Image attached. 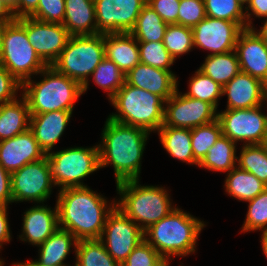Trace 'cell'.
<instances>
[{
  "instance_id": "cell-1",
  "label": "cell",
  "mask_w": 267,
  "mask_h": 266,
  "mask_svg": "<svg viewBox=\"0 0 267 266\" xmlns=\"http://www.w3.org/2000/svg\"><path fill=\"white\" fill-rule=\"evenodd\" d=\"M106 200L87 186L61 189L57 200L59 228L73 234L78 241L100 239L108 215L116 207L106 208Z\"/></svg>"
},
{
  "instance_id": "cell-2",
  "label": "cell",
  "mask_w": 267,
  "mask_h": 266,
  "mask_svg": "<svg viewBox=\"0 0 267 266\" xmlns=\"http://www.w3.org/2000/svg\"><path fill=\"white\" fill-rule=\"evenodd\" d=\"M99 146L100 168L113 164L116 184L138 179L148 131L107 119Z\"/></svg>"
},
{
  "instance_id": "cell-3",
  "label": "cell",
  "mask_w": 267,
  "mask_h": 266,
  "mask_svg": "<svg viewBox=\"0 0 267 266\" xmlns=\"http://www.w3.org/2000/svg\"><path fill=\"white\" fill-rule=\"evenodd\" d=\"M204 225L190 214L175 208L166 217L146 229L144 239L164 259L169 255L184 256L195 251L196 239ZM146 235L152 239L146 238Z\"/></svg>"
},
{
  "instance_id": "cell-4",
  "label": "cell",
  "mask_w": 267,
  "mask_h": 266,
  "mask_svg": "<svg viewBox=\"0 0 267 266\" xmlns=\"http://www.w3.org/2000/svg\"><path fill=\"white\" fill-rule=\"evenodd\" d=\"M41 73L46 75L41 82L33 86L28 79L22 84L25 89L22 96L28 102L30 114L73 111L75 100L83 93V86L52 66H46Z\"/></svg>"
},
{
  "instance_id": "cell-5",
  "label": "cell",
  "mask_w": 267,
  "mask_h": 266,
  "mask_svg": "<svg viewBox=\"0 0 267 266\" xmlns=\"http://www.w3.org/2000/svg\"><path fill=\"white\" fill-rule=\"evenodd\" d=\"M119 114L109 119L142 128L148 132L159 130L164 121L165 101L158 95L126 82L110 99Z\"/></svg>"
},
{
  "instance_id": "cell-6",
  "label": "cell",
  "mask_w": 267,
  "mask_h": 266,
  "mask_svg": "<svg viewBox=\"0 0 267 266\" xmlns=\"http://www.w3.org/2000/svg\"><path fill=\"white\" fill-rule=\"evenodd\" d=\"M117 191L123 198L116 204V208L133 222L145 223L139 225L143 231L175 209L171 208L169 196L164 189L154 186L140 187L138 179L117 183Z\"/></svg>"
},
{
  "instance_id": "cell-7",
  "label": "cell",
  "mask_w": 267,
  "mask_h": 266,
  "mask_svg": "<svg viewBox=\"0 0 267 266\" xmlns=\"http://www.w3.org/2000/svg\"><path fill=\"white\" fill-rule=\"evenodd\" d=\"M106 57L104 34L71 36L58 59L51 65L59 73L88 86L87 76Z\"/></svg>"
},
{
  "instance_id": "cell-8",
  "label": "cell",
  "mask_w": 267,
  "mask_h": 266,
  "mask_svg": "<svg viewBox=\"0 0 267 266\" xmlns=\"http://www.w3.org/2000/svg\"><path fill=\"white\" fill-rule=\"evenodd\" d=\"M0 64L21 84L30 79L32 73H41L47 66L28 40L26 17L7 24L3 35Z\"/></svg>"
},
{
  "instance_id": "cell-9",
  "label": "cell",
  "mask_w": 267,
  "mask_h": 266,
  "mask_svg": "<svg viewBox=\"0 0 267 266\" xmlns=\"http://www.w3.org/2000/svg\"><path fill=\"white\" fill-rule=\"evenodd\" d=\"M46 156L53 184L61 185V189L85 187L80 180L100 169L99 146L69 148Z\"/></svg>"
},
{
  "instance_id": "cell-10",
  "label": "cell",
  "mask_w": 267,
  "mask_h": 266,
  "mask_svg": "<svg viewBox=\"0 0 267 266\" xmlns=\"http://www.w3.org/2000/svg\"><path fill=\"white\" fill-rule=\"evenodd\" d=\"M260 108L261 105L218 113L222 135L233 142L245 140L248 145L263 144L267 134V116L260 112Z\"/></svg>"
},
{
  "instance_id": "cell-11",
  "label": "cell",
  "mask_w": 267,
  "mask_h": 266,
  "mask_svg": "<svg viewBox=\"0 0 267 266\" xmlns=\"http://www.w3.org/2000/svg\"><path fill=\"white\" fill-rule=\"evenodd\" d=\"M106 234V251L120 265L128 255L144 240V231L138 223L125 216L118 208L108 215L102 237ZM108 247H107V246Z\"/></svg>"
},
{
  "instance_id": "cell-12",
  "label": "cell",
  "mask_w": 267,
  "mask_h": 266,
  "mask_svg": "<svg viewBox=\"0 0 267 266\" xmlns=\"http://www.w3.org/2000/svg\"><path fill=\"white\" fill-rule=\"evenodd\" d=\"M50 166L47 156L28 163L11 174V195L14 201L43 202L51 192Z\"/></svg>"
},
{
  "instance_id": "cell-13",
  "label": "cell",
  "mask_w": 267,
  "mask_h": 266,
  "mask_svg": "<svg viewBox=\"0 0 267 266\" xmlns=\"http://www.w3.org/2000/svg\"><path fill=\"white\" fill-rule=\"evenodd\" d=\"M165 103L168 107L164 108L162 126L192 129L217 120L218 114L212 104L180 95L177 90Z\"/></svg>"
},
{
  "instance_id": "cell-14",
  "label": "cell",
  "mask_w": 267,
  "mask_h": 266,
  "mask_svg": "<svg viewBox=\"0 0 267 266\" xmlns=\"http://www.w3.org/2000/svg\"><path fill=\"white\" fill-rule=\"evenodd\" d=\"M147 0H94L97 34L130 32Z\"/></svg>"
},
{
  "instance_id": "cell-15",
  "label": "cell",
  "mask_w": 267,
  "mask_h": 266,
  "mask_svg": "<svg viewBox=\"0 0 267 266\" xmlns=\"http://www.w3.org/2000/svg\"><path fill=\"white\" fill-rule=\"evenodd\" d=\"M246 29V23L216 19L206 16L192 28L194 45L224 54L235 50L239 34Z\"/></svg>"
},
{
  "instance_id": "cell-16",
  "label": "cell",
  "mask_w": 267,
  "mask_h": 266,
  "mask_svg": "<svg viewBox=\"0 0 267 266\" xmlns=\"http://www.w3.org/2000/svg\"><path fill=\"white\" fill-rule=\"evenodd\" d=\"M26 34L40 59L51 66L60 56L71 35L63 24L26 17Z\"/></svg>"
},
{
  "instance_id": "cell-17",
  "label": "cell",
  "mask_w": 267,
  "mask_h": 266,
  "mask_svg": "<svg viewBox=\"0 0 267 266\" xmlns=\"http://www.w3.org/2000/svg\"><path fill=\"white\" fill-rule=\"evenodd\" d=\"M240 71L267 85V41L252 28L244 29L235 45Z\"/></svg>"
},
{
  "instance_id": "cell-18",
  "label": "cell",
  "mask_w": 267,
  "mask_h": 266,
  "mask_svg": "<svg viewBox=\"0 0 267 266\" xmlns=\"http://www.w3.org/2000/svg\"><path fill=\"white\" fill-rule=\"evenodd\" d=\"M46 155L29 128L10 139L0 141V164L10 174Z\"/></svg>"
},
{
  "instance_id": "cell-19",
  "label": "cell",
  "mask_w": 267,
  "mask_h": 266,
  "mask_svg": "<svg viewBox=\"0 0 267 266\" xmlns=\"http://www.w3.org/2000/svg\"><path fill=\"white\" fill-rule=\"evenodd\" d=\"M222 94H228L226 110L254 108L267 99V85L240 71L223 86Z\"/></svg>"
},
{
  "instance_id": "cell-20",
  "label": "cell",
  "mask_w": 267,
  "mask_h": 266,
  "mask_svg": "<svg viewBox=\"0 0 267 266\" xmlns=\"http://www.w3.org/2000/svg\"><path fill=\"white\" fill-rule=\"evenodd\" d=\"M171 71L158 69L143 63L137 64L125 77L129 85L160 96L167 101L177 90V81Z\"/></svg>"
},
{
  "instance_id": "cell-21",
  "label": "cell",
  "mask_w": 267,
  "mask_h": 266,
  "mask_svg": "<svg viewBox=\"0 0 267 266\" xmlns=\"http://www.w3.org/2000/svg\"><path fill=\"white\" fill-rule=\"evenodd\" d=\"M72 111H52L30 114L29 129L36 141L47 154L62 135Z\"/></svg>"
},
{
  "instance_id": "cell-22",
  "label": "cell",
  "mask_w": 267,
  "mask_h": 266,
  "mask_svg": "<svg viewBox=\"0 0 267 266\" xmlns=\"http://www.w3.org/2000/svg\"><path fill=\"white\" fill-rule=\"evenodd\" d=\"M104 44L106 57L125 75L140 63L138 41L129 32L104 34Z\"/></svg>"
},
{
  "instance_id": "cell-23",
  "label": "cell",
  "mask_w": 267,
  "mask_h": 266,
  "mask_svg": "<svg viewBox=\"0 0 267 266\" xmlns=\"http://www.w3.org/2000/svg\"><path fill=\"white\" fill-rule=\"evenodd\" d=\"M23 238L33 243V245H41L46 241L59 227L57 205L54 211L45 206H36L24 215Z\"/></svg>"
},
{
  "instance_id": "cell-24",
  "label": "cell",
  "mask_w": 267,
  "mask_h": 266,
  "mask_svg": "<svg viewBox=\"0 0 267 266\" xmlns=\"http://www.w3.org/2000/svg\"><path fill=\"white\" fill-rule=\"evenodd\" d=\"M94 0H65L63 25L71 36L96 35Z\"/></svg>"
},
{
  "instance_id": "cell-25",
  "label": "cell",
  "mask_w": 267,
  "mask_h": 266,
  "mask_svg": "<svg viewBox=\"0 0 267 266\" xmlns=\"http://www.w3.org/2000/svg\"><path fill=\"white\" fill-rule=\"evenodd\" d=\"M22 100L21 103L15 99L0 104V141L10 139L29 128V106L24 96Z\"/></svg>"
},
{
  "instance_id": "cell-26",
  "label": "cell",
  "mask_w": 267,
  "mask_h": 266,
  "mask_svg": "<svg viewBox=\"0 0 267 266\" xmlns=\"http://www.w3.org/2000/svg\"><path fill=\"white\" fill-rule=\"evenodd\" d=\"M74 239V240H73ZM77 245V238L69 231L58 228L40 247V259L36 261L44 266H61L72 245Z\"/></svg>"
},
{
  "instance_id": "cell-27",
  "label": "cell",
  "mask_w": 267,
  "mask_h": 266,
  "mask_svg": "<svg viewBox=\"0 0 267 266\" xmlns=\"http://www.w3.org/2000/svg\"><path fill=\"white\" fill-rule=\"evenodd\" d=\"M158 131L161 143L170 155L187 163L199 165L192 152L191 129L161 126Z\"/></svg>"
},
{
  "instance_id": "cell-28",
  "label": "cell",
  "mask_w": 267,
  "mask_h": 266,
  "mask_svg": "<svg viewBox=\"0 0 267 266\" xmlns=\"http://www.w3.org/2000/svg\"><path fill=\"white\" fill-rule=\"evenodd\" d=\"M199 70L223 87L240 72L237 54H209Z\"/></svg>"
},
{
  "instance_id": "cell-29",
  "label": "cell",
  "mask_w": 267,
  "mask_h": 266,
  "mask_svg": "<svg viewBox=\"0 0 267 266\" xmlns=\"http://www.w3.org/2000/svg\"><path fill=\"white\" fill-rule=\"evenodd\" d=\"M225 181L226 191L240 201H250L267 188L252 173L239 167L229 171Z\"/></svg>"
},
{
  "instance_id": "cell-30",
  "label": "cell",
  "mask_w": 267,
  "mask_h": 266,
  "mask_svg": "<svg viewBox=\"0 0 267 266\" xmlns=\"http://www.w3.org/2000/svg\"><path fill=\"white\" fill-rule=\"evenodd\" d=\"M167 23L146 3L129 32L138 42H162Z\"/></svg>"
},
{
  "instance_id": "cell-31",
  "label": "cell",
  "mask_w": 267,
  "mask_h": 266,
  "mask_svg": "<svg viewBox=\"0 0 267 266\" xmlns=\"http://www.w3.org/2000/svg\"><path fill=\"white\" fill-rule=\"evenodd\" d=\"M76 247L75 266H120L106 251L104 238L80 240Z\"/></svg>"
},
{
  "instance_id": "cell-32",
  "label": "cell",
  "mask_w": 267,
  "mask_h": 266,
  "mask_svg": "<svg viewBox=\"0 0 267 266\" xmlns=\"http://www.w3.org/2000/svg\"><path fill=\"white\" fill-rule=\"evenodd\" d=\"M235 142L226 136H221L208 150L198 166L215 171H231L235 164Z\"/></svg>"
},
{
  "instance_id": "cell-33",
  "label": "cell",
  "mask_w": 267,
  "mask_h": 266,
  "mask_svg": "<svg viewBox=\"0 0 267 266\" xmlns=\"http://www.w3.org/2000/svg\"><path fill=\"white\" fill-rule=\"evenodd\" d=\"M205 5L206 16L216 19L232 21L235 23H246V28L250 26L249 13L244 14L243 6L238 0H203ZM246 21H245V20Z\"/></svg>"
},
{
  "instance_id": "cell-34",
  "label": "cell",
  "mask_w": 267,
  "mask_h": 266,
  "mask_svg": "<svg viewBox=\"0 0 267 266\" xmlns=\"http://www.w3.org/2000/svg\"><path fill=\"white\" fill-rule=\"evenodd\" d=\"M222 136L219 120L191 129V147L194 158L200 163L208 150Z\"/></svg>"
},
{
  "instance_id": "cell-35",
  "label": "cell",
  "mask_w": 267,
  "mask_h": 266,
  "mask_svg": "<svg viewBox=\"0 0 267 266\" xmlns=\"http://www.w3.org/2000/svg\"><path fill=\"white\" fill-rule=\"evenodd\" d=\"M238 164L267 185V151L262 144L244 145Z\"/></svg>"
},
{
  "instance_id": "cell-36",
  "label": "cell",
  "mask_w": 267,
  "mask_h": 266,
  "mask_svg": "<svg viewBox=\"0 0 267 266\" xmlns=\"http://www.w3.org/2000/svg\"><path fill=\"white\" fill-rule=\"evenodd\" d=\"M163 43L175 60L178 55L188 52L194 46L192 28L178 24H168Z\"/></svg>"
},
{
  "instance_id": "cell-37",
  "label": "cell",
  "mask_w": 267,
  "mask_h": 266,
  "mask_svg": "<svg viewBox=\"0 0 267 266\" xmlns=\"http://www.w3.org/2000/svg\"><path fill=\"white\" fill-rule=\"evenodd\" d=\"M92 75L96 84L105 90H109L110 99L123 86L126 77L119 67L107 57L95 68Z\"/></svg>"
},
{
  "instance_id": "cell-38",
  "label": "cell",
  "mask_w": 267,
  "mask_h": 266,
  "mask_svg": "<svg viewBox=\"0 0 267 266\" xmlns=\"http://www.w3.org/2000/svg\"><path fill=\"white\" fill-rule=\"evenodd\" d=\"M195 73V76L190 80V91L185 95L208 102L217 109V100L223 95V87L200 70Z\"/></svg>"
},
{
  "instance_id": "cell-39",
  "label": "cell",
  "mask_w": 267,
  "mask_h": 266,
  "mask_svg": "<svg viewBox=\"0 0 267 266\" xmlns=\"http://www.w3.org/2000/svg\"><path fill=\"white\" fill-rule=\"evenodd\" d=\"M140 63L170 71L169 67L174 63V59L162 42H138Z\"/></svg>"
},
{
  "instance_id": "cell-40",
  "label": "cell",
  "mask_w": 267,
  "mask_h": 266,
  "mask_svg": "<svg viewBox=\"0 0 267 266\" xmlns=\"http://www.w3.org/2000/svg\"><path fill=\"white\" fill-rule=\"evenodd\" d=\"M249 202V208L243 231L263 230L267 232V188Z\"/></svg>"
},
{
  "instance_id": "cell-41",
  "label": "cell",
  "mask_w": 267,
  "mask_h": 266,
  "mask_svg": "<svg viewBox=\"0 0 267 266\" xmlns=\"http://www.w3.org/2000/svg\"><path fill=\"white\" fill-rule=\"evenodd\" d=\"M164 258L144 239L120 266H158Z\"/></svg>"
},
{
  "instance_id": "cell-42",
  "label": "cell",
  "mask_w": 267,
  "mask_h": 266,
  "mask_svg": "<svg viewBox=\"0 0 267 266\" xmlns=\"http://www.w3.org/2000/svg\"><path fill=\"white\" fill-rule=\"evenodd\" d=\"M65 0H39L37 9L29 16L49 23L63 24Z\"/></svg>"
},
{
  "instance_id": "cell-43",
  "label": "cell",
  "mask_w": 267,
  "mask_h": 266,
  "mask_svg": "<svg viewBox=\"0 0 267 266\" xmlns=\"http://www.w3.org/2000/svg\"><path fill=\"white\" fill-rule=\"evenodd\" d=\"M178 25L193 28L206 17L203 0H180Z\"/></svg>"
},
{
  "instance_id": "cell-44",
  "label": "cell",
  "mask_w": 267,
  "mask_h": 266,
  "mask_svg": "<svg viewBox=\"0 0 267 266\" xmlns=\"http://www.w3.org/2000/svg\"><path fill=\"white\" fill-rule=\"evenodd\" d=\"M147 4L167 24H178L180 0H147Z\"/></svg>"
},
{
  "instance_id": "cell-45",
  "label": "cell",
  "mask_w": 267,
  "mask_h": 266,
  "mask_svg": "<svg viewBox=\"0 0 267 266\" xmlns=\"http://www.w3.org/2000/svg\"><path fill=\"white\" fill-rule=\"evenodd\" d=\"M22 84L0 64V104L15 100V91Z\"/></svg>"
},
{
  "instance_id": "cell-46",
  "label": "cell",
  "mask_w": 267,
  "mask_h": 266,
  "mask_svg": "<svg viewBox=\"0 0 267 266\" xmlns=\"http://www.w3.org/2000/svg\"><path fill=\"white\" fill-rule=\"evenodd\" d=\"M13 202L11 195V174L0 164V205L6 206Z\"/></svg>"
},
{
  "instance_id": "cell-47",
  "label": "cell",
  "mask_w": 267,
  "mask_h": 266,
  "mask_svg": "<svg viewBox=\"0 0 267 266\" xmlns=\"http://www.w3.org/2000/svg\"><path fill=\"white\" fill-rule=\"evenodd\" d=\"M38 2L39 0H16L11 5L14 17H29L37 9Z\"/></svg>"
},
{
  "instance_id": "cell-48",
  "label": "cell",
  "mask_w": 267,
  "mask_h": 266,
  "mask_svg": "<svg viewBox=\"0 0 267 266\" xmlns=\"http://www.w3.org/2000/svg\"><path fill=\"white\" fill-rule=\"evenodd\" d=\"M6 206L0 205V248L1 243L10 241V229L7 220Z\"/></svg>"
},
{
  "instance_id": "cell-49",
  "label": "cell",
  "mask_w": 267,
  "mask_h": 266,
  "mask_svg": "<svg viewBox=\"0 0 267 266\" xmlns=\"http://www.w3.org/2000/svg\"><path fill=\"white\" fill-rule=\"evenodd\" d=\"M15 19L11 4L6 0H0V23H11Z\"/></svg>"
},
{
  "instance_id": "cell-50",
  "label": "cell",
  "mask_w": 267,
  "mask_h": 266,
  "mask_svg": "<svg viewBox=\"0 0 267 266\" xmlns=\"http://www.w3.org/2000/svg\"><path fill=\"white\" fill-rule=\"evenodd\" d=\"M249 9L258 17H267V0H250Z\"/></svg>"
},
{
  "instance_id": "cell-51",
  "label": "cell",
  "mask_w": 267,
  "mask_h": 266,
  "mask_svg": "<svg viewBox=\"0 0 267 266\" xmlns=\"http://www.w3.org/2000/svg\"><path fill=\"white\" fill-rule=\"evenodd\" d=\"M8 23H0V57L2 54L3 35Z\"/></svg>"
},
{
  "instance_id": "cell-52",
  "label": "cell",
  "mask_w": 267,
  "mask_h": 266,
  "mask_svg": "<svg viewBox=\"0 0 267 266\" xmlns=\"http://www.w3.org/2000/svg\"><path fill=\"white\" fill-rule=\"evenodd\" d=\"M262 247H263V252L267 257V232L262 234Z\"/></svg>"
},
{
  "instance_id": "cell-53",
  "label": "cell",
  "mask_w": 267,
  "mask_h": 266,
  "mask_svg": "<svg viewBox=\"0 0 267 266\" xmlns=\"http://www.w3.org/2000/svg\"><path fill=\"white\" fill-rule=\"evenodd\" d=\"M262 38H264L267 41V19L265 24L263 25L262 29L258 33Z\"/></svg>"
},
{
  "instance_id": "cell-54",
  "label": "cell",
  "mask_w": 267,
  "mask_h": 266,
  "mask_svg": "<svg viewBox=\"0 0 267 266\" xmlns=\"http://www.w3.org/2000/svg\"><path fill=\"white\" fill-rule=\"evenodd\" d=\"M14 266H44V265H39L36 261H32V262H27V263H18V264H16L15 263V265ZM61 266H66L65 264L64 265H61Z\"/></svg>"
},
{
  "instance_id": "cell-55",
  "label": "cell",
  "mask_w": 267,
  "mask_h": 266,
  "mask_svg": "<svg viewBox=\"0 0 267 266\" xmlns=\"http://www.w3.org/2000/svg\"><path fill=\"white\" fill-rule=\"evenodd\" d=\"M158 266H168V259H164Z\"/></svg>"
},
{
  "instance_id": "cell-56",
  "label": "cell",
  "mask_w": 267,
  "mask_h": 266,
  "mask_svg": "<svg viewBox=\"0 0 267 266\" xmlns=\"http://www.w3.org/2000/svg\"><path fill=\"white\" fill-rule=\"evenodd\" d=\"M262 145L265 147V149H266V151H267V134L265 135V139H264Z\"/></svg>"
},
{
  "instance_id": "cell-57",
  "label": "cell",
  "mask_w": 267,
  "mask_h": 266,
  "mask_svg": "<svg viewBox=\"0 0 267 266\" xmlns=\"http://www.w3.org/2000/svg\"><path fill=\"white\" fill-rule=\"evenodd\" d=\"M238 1L243 5L244 3L248 4L250 0H238Z\"/></svg>"
},
{
  "instance_id": "cell-58",
  "label": "cell",
  "mask_w": 267,
  "mask_h": 266,
  "mask_svg": "<svg viewBox=\"0 0 267 266\" xmlns=\"http://www.w3.org/2000/svg\"><path fill=\"white\" fill-rule=\"evenodd\" d=\"M6 1L12 5L16 0H6Z\"/></svg>"
}]
</instances>
